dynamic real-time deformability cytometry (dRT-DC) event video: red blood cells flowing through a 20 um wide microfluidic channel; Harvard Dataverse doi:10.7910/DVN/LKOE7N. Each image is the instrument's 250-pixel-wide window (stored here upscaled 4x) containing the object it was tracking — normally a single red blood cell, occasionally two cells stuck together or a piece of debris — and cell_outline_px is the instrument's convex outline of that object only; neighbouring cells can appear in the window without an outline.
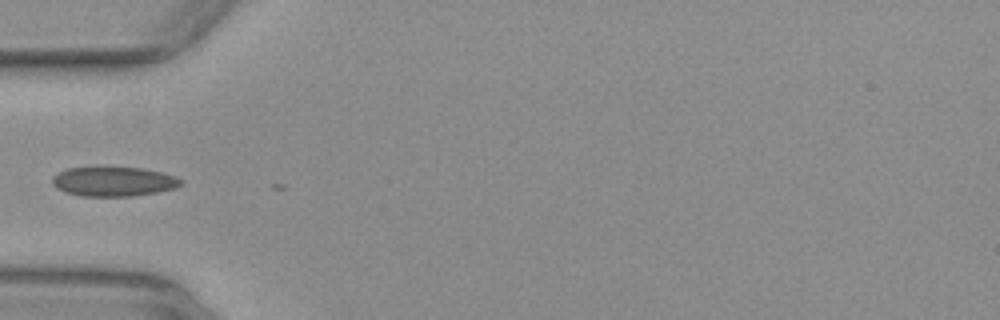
{"species": "common noctule bat (a hibernating species)", "species_latin": "Nyctalus noctula", "temperature_condition": "warm", "stored_images_in_passage": 4, "camera_frame_rate_fps": 3000, "um_per_image_px": 0.085, "animal": {"sex": "female", "body_mass_g": 29.2, "forearm_length_mm": 56.3}, "frame": {"image": 1, "passage_image": 1, "time_ms": 0.0, "image_size_px": [1000, 320], "cell_outline_px": [[184, 184], [176, 188], [156, 192], [132, 196], [80, 196], [56, 188], [52, 184], [52, 176], [68, 168], [140, 168], [160, 172], [176, 176], [184, 180]], "centroid_in_image_um": [9.69, 15.44], "position_along_channel_um": 75.3, "area_um2": 21.91}}